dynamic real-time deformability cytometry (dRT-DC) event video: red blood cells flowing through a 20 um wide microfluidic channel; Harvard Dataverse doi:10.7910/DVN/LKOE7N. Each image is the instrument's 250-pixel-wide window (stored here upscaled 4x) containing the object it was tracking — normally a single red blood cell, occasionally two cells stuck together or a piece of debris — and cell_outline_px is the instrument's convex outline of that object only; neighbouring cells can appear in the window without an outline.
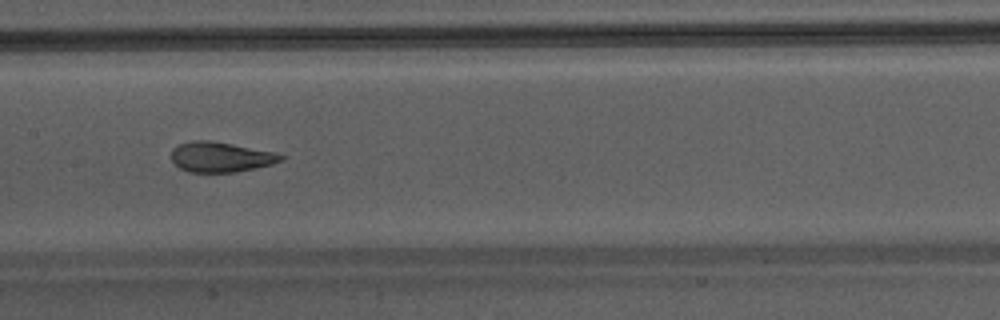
{"species": "Egyptian fruit bat (a non-hibernating species)", "species_latin": "Rousettus aegyptiacus", "temperature_condition": "warm", "stored_images_in_passage": 30, "camera_frame_rate_fps": 3000, "um_per_image_px": 0.085, "animal": {"sex": "male"}, "frame": {"image": 1, "passage_image": 17, "time_ms": 5.333, "image_size_px": [1000, 320], "cell_outline_px": [[284, 160], [272, 164], [236, 172], [188, 172], [180, 168], [172, 160], [172, 148], [180, 144], [192, 140], [208, 140], [232, 144], [272, 152], [284, 156]], "centroid_in_image_um": [18.73, 13.35], "position_along_channel_um": 188.7, "area_um2": 19.02}}
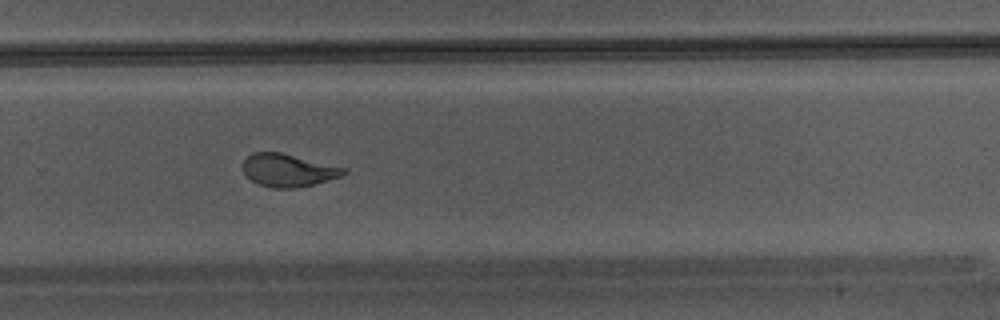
{"frame": {"image": 2, "passage_image": 25, "time_ms": 8.0, "image_size_px": [1000, 320], "cell_outline_px": [[348, 172], [340, 176], [328, 180], [296, 188], [272, 188], [260, 184], [252, 180], [244, 172], [244, 160], [252, 152], [280, 152], [344, 168]], "centroid_in_image_um": [24.47, 14.47], "position_along_channel_um": 305.3, "area_um2": 18.79}}